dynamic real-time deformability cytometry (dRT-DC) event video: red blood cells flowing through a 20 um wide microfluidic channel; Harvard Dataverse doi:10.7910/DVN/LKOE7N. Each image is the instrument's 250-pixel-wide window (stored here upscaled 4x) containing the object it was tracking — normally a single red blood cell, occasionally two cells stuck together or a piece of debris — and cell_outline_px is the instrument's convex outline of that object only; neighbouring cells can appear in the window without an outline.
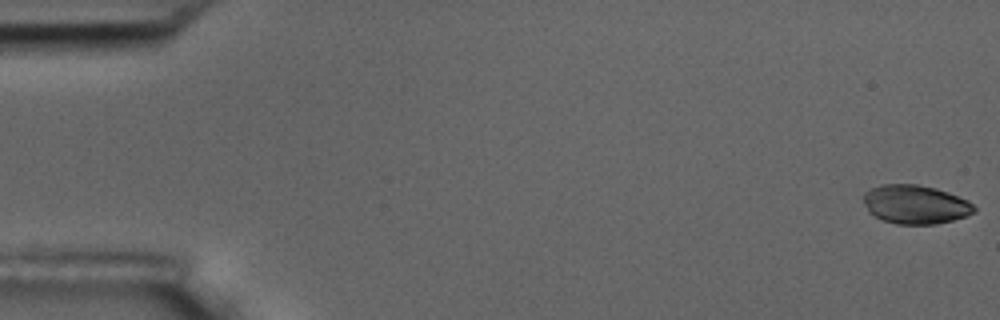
{"species": "common noctule bat (a hibernating species)", "species_latin": "Nyctalus noctula", "temperature_condition": "room temperature", "stored_images_in_passage": 8, "camera_frame_rate_fps": 3000, "um_per_image_px": 0.085, "animal": {"sex": "male", "body_mass_g": 17.5, "forearm_length_mm": 52.3}, "frame": {"image": 1, "passage_image": 1, "time_ms": 0.0, "image_size_px": [1000, 320], "cell_outline_px": [[976, 212], [952, 220], [936, 224], [896, 224], [884, 220], [868, 212], [864, 204], [864, 192], [880, 184], [916, 184], [936, 188], [948, 192], [968, 200], [976, 208]], "centroid_in_image_um": [77.8, 17.37], "position_along_channel_um": 7.2, "area_um2": 25.03}}
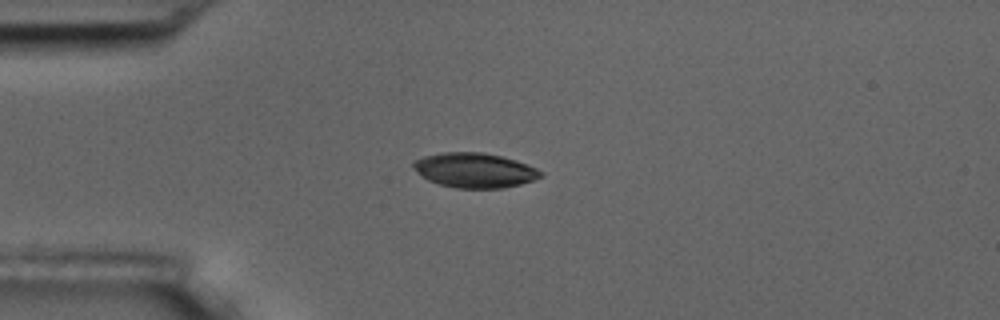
{"frame": {"image": 2, "passage_image": 5, "time_ms": 4.667, "image_size_px": [1000, 320], "cell_outline_px": [[544, 176], [520, 184], [504, 188], [456, 188], [440, 184], [428, 180], [416, 172], [412, 168], [412, 164], [416, 160], [424, 156], [444, 152], [484, 152], [516, 160], [528, 164], [544, 172]], "centroid_in_image_um": [40.36, 14.47], "position_along_channel_um": 44.6, "area_um2": 25.84}}